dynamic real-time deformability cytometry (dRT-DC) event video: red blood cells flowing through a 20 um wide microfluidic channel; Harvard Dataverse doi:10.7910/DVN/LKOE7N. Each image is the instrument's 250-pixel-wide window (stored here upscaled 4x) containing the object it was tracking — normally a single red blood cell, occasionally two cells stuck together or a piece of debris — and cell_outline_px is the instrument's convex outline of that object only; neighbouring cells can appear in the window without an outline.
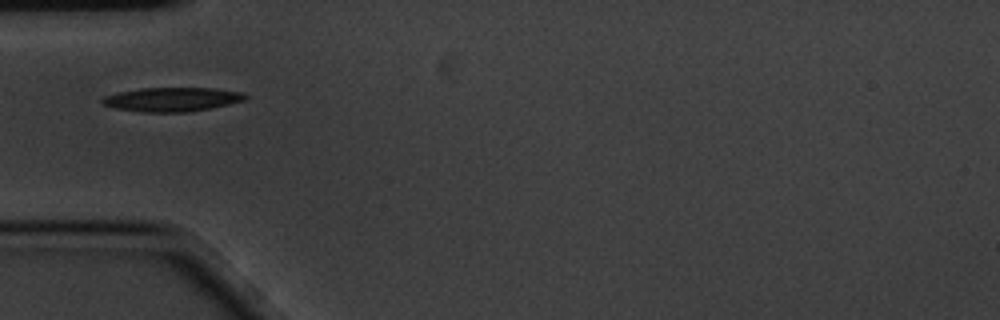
{"species": "common noctule bat (a hibernating species)", "species_latin": "Nyctalus noctula", "temperature_condition": "cold", "stored_images_in_passage": 5, "camera_frame_rate_fps": 3000, "um_per_image_px": 0.085, "animal": {"sex": "male", "body_mass_g": 20.1, "forearm_length_mm": 53.5}, "frame": {"image": 1, "passage_image": 5, "time_ms": 1.333, "image_size_px": [1000, 320], "cell_outline_px": [[248, 96], [244, 100], [228, 104], [188, 112], [140, 112], [116, 108], [104, 104], [100, 100], [104, 96], [120, 92], [140, 88], [216, 88], [244, 92]], "centroid_in_image_um": [14.64, 8.44], "position_along_channel_um": 70.4, "area_um2": 19.94}}